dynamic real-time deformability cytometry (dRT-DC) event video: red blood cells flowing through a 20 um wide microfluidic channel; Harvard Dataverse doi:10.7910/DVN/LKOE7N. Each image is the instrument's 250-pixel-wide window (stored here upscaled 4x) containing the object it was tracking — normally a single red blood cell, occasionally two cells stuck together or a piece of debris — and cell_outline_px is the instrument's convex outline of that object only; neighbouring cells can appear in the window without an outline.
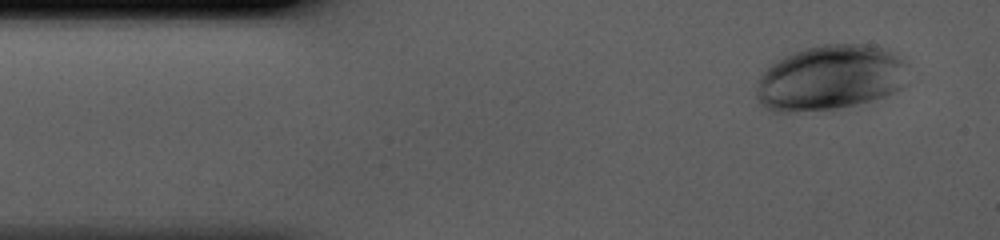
{"species": "human", "species_latin": "Homo sapiens", "temperature_condition": "cold", "stored_images_in_passage": 42, "camera_frame_rate_fps": 3000, "um_per_image_px": 0.085, "donor": {"sex": "male"}, "frame": {"image": 1, "passage_image": 3, "time_ms": 0.667, "image_size_px": [1000, 240], "cell_outline_px": [[900, 88], [884, 96], [872, 100], [840, 108], [792, 112], [772, 112], [764, 108], [760, 104], [756, 96], [756, 88], [760, 76], [772, 64], [784, 56], [792, 52], [824, 44], [864, 44], [880, 48], [888, 52], [900, 60]], "centroid_in_image_um": [70.4, 6.64], "position_along_channel_um": 14.6, "area_um2": 56.18}}
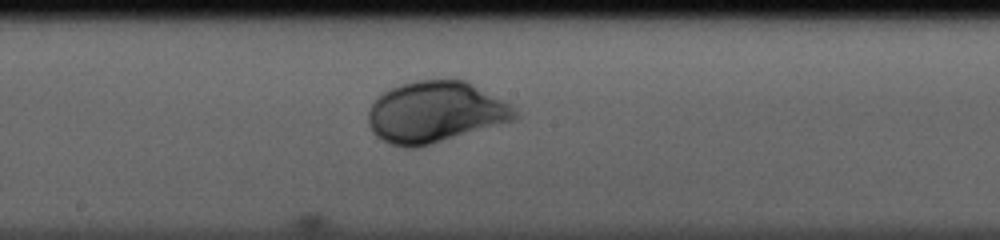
{"frame": {"image": 2, "passage_image": 22, "time_ms": 7.0, "image_size_px": [1000, 240], "cell_outline_px": [[516, 116], [512, 120], [416, 148], [404, 148], [388, 144], [376, 136], [372, 132], [368, 124], [368, 112], [372, 104], [388, 88], [400, 84], [416, 80], [464, 80], [472, 84], [508, 104], [516, 112]], "centroid_in_image_um": [36.9, 9.54], "position_along_channel_um": 211.3, "area_um2": 51.44}}
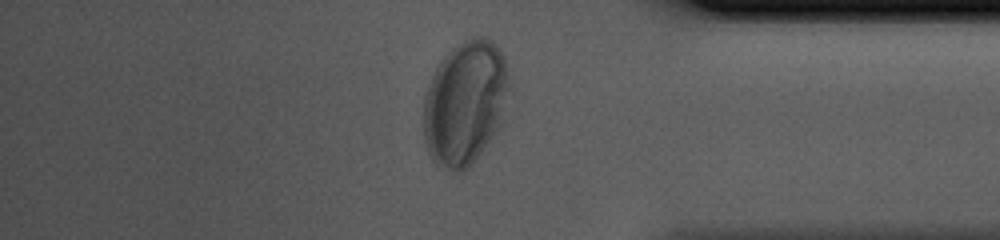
{"frame": {"image": 3, "passage_image": 36, "time_ms": 11.667, "image_size_px": [1000, 240], "cell_outline_px": [[508, 88], [496, 132], [472, 164], [464, 172], [456, 172], [436, 168], [428, 152], [424, 140], [424, 100], [432, 76], [436, 68], [444, 56], [456, 44], [472, 36], [484, 36], [492, 40], [500, 48], [504, 56], [508, 76]], "centroid_in_image_um": [39.5, 8.75], "position_along_channel_um": 395.7, "area_um2": 61.9}}